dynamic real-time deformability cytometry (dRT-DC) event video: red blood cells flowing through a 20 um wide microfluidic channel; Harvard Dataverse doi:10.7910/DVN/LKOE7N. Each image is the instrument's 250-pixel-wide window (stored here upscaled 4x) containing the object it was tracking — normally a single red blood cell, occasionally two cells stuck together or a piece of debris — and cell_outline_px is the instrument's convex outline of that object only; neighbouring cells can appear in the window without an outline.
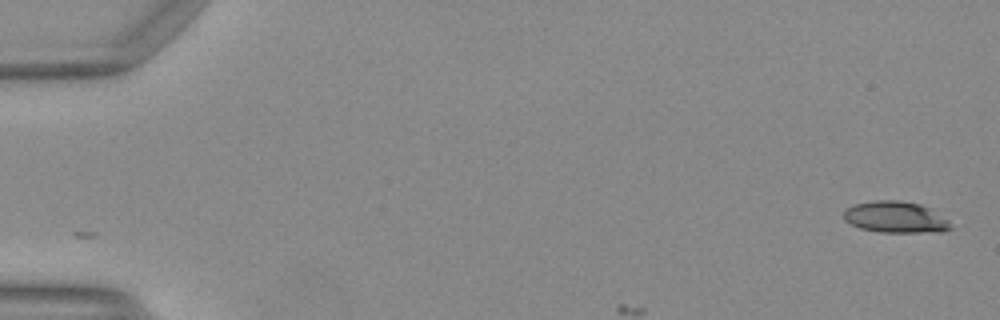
{"species": "Egyptian fruit bat (a non-hibernating species)", "species_latin": "Rousettus aegyptiacus", "temperature_condition": "warm", "stored_images_in_passage": 3, "camera_frame_rate_fps": 3000, "um_per_image_px": 0.085, "animal": {"sex": "female"}, "frame": {"image": 1, "passage_image": 1, "time_ms": 0.0, "image_size_px": [1000, 320], "cell_outline_px": [[952, 228], [944, 232], [880, 232], [860, 228], [844, 220], [844, 212], [848, 208], [856, 204], [876, 200], [900, 200], [920, 204], [932, 208], [948, 220]], "centroid_in_image_um": [76.17, 18.46], "position_along_channel_um": 8.8, "area_um2": 19.59}}